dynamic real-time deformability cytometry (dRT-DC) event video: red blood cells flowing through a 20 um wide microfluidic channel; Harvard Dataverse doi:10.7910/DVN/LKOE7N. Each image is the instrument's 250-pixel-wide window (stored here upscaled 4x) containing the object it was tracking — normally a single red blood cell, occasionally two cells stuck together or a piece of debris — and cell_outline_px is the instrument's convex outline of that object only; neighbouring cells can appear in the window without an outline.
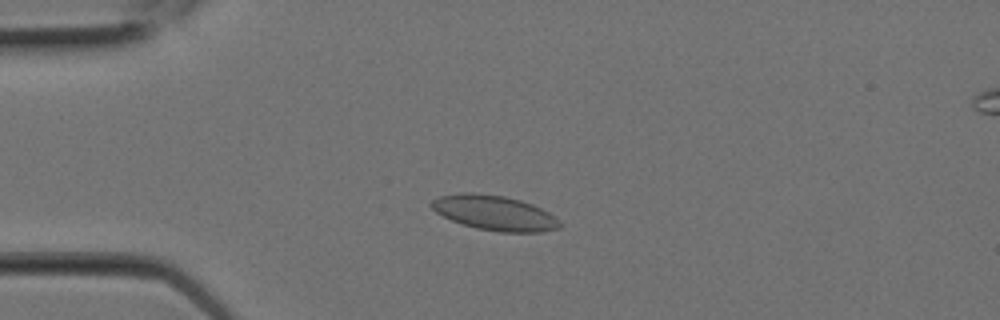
{"species": "Egyptian fruit bat (a non-hibernating species)", "species_latin": "Rousettus aegyptiacus", "temperature_condition": "room temperature", "stored_images_in_passage": 6, "camera_frame_rate_fps": 3000, "um_per_image_px": 0.085, "animal": {"sex": "female"}, "frame": {"image": 1, "passage_image": 5, "time_ms": 1.333, "image_size_px": [1000, 320], "cell_outline_px": [[560, 228], [540, 232], [500, 232], [476, 228], [452, 220], [436, 212], [432, 208], [432, 200], [440, 196], [460, 192], [472, 192], [504, 196], [520, 200], [532, 204], [548, 212], [560, 220]], "centroid_in_image_um": [42.05, 18.09], "position_along_channel_um": 43.0, "area_um2": 25.89}}